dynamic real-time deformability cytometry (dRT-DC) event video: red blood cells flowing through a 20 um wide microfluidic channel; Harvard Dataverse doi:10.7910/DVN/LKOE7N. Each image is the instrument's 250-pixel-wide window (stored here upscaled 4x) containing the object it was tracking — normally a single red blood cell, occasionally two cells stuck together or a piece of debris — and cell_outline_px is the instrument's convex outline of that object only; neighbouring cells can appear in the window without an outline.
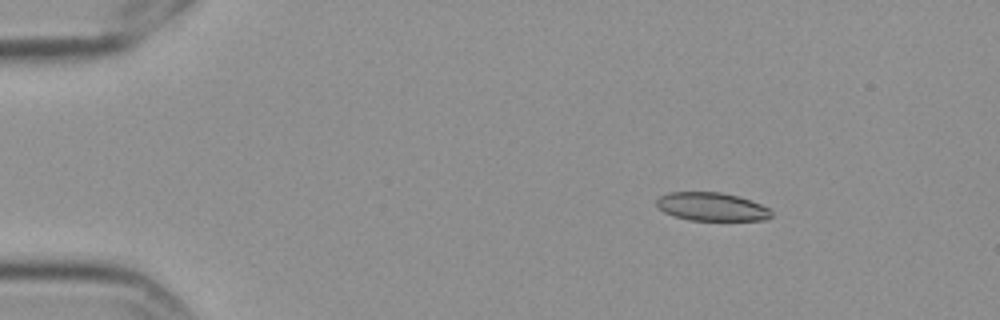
{"species": "Egyptian fruit bat (a non-hibernating species)", "species_latin": "Rousettus aegyptiacus", "temperature_condition": "cold", "stored_images_in_passage": 6, "camera_frame_rate_fps": 3000, "um_per_image_px": 0.085, "frame": {"image": 1, "passage_image": 3, "time_ms": 0.667, "image_size_px": [1000, 320], "cell_outline_px": [[772, 216], [768, 220], [688, 220], [664, 212], [656, 204], [656, 200], [660, 196], [668, 192], [720, 192], [740, 196], [752, 200], [768, 208], [772, 212]], "centroid_in_image_um": [60.52, 17.56], "position_along_channel_um": 24.5, "area_um2": 19.02}}
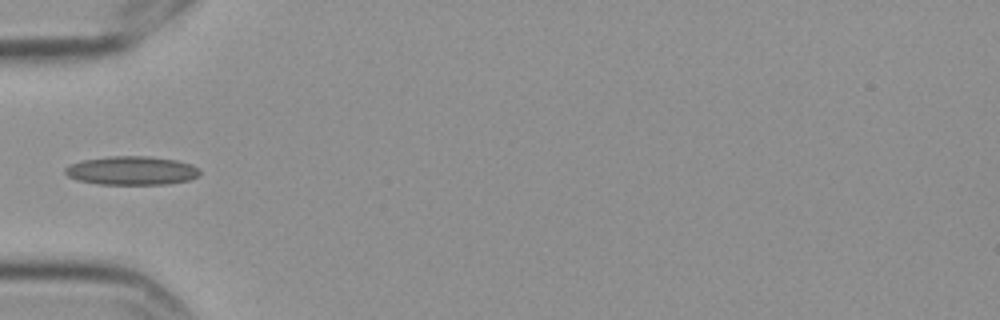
{"frame": {"image": 2, "passage_image": 6, "time_ms": 1.667, "image_size_px": [1000, 320], "cell_outline_px": [[200, 176], [188, 180], [168, 184], [96, 184], [76, 180], [68, 176], [64, 172], [64, 168], [68, 164], [80, 160], [108, 156], [148, 156], [176, 160], [192, 164], [200, 168]], "centroid_in_image_um": [11.17, 14.49], "position_along_channel_um": 73.8, "area_um2": 22.89}}